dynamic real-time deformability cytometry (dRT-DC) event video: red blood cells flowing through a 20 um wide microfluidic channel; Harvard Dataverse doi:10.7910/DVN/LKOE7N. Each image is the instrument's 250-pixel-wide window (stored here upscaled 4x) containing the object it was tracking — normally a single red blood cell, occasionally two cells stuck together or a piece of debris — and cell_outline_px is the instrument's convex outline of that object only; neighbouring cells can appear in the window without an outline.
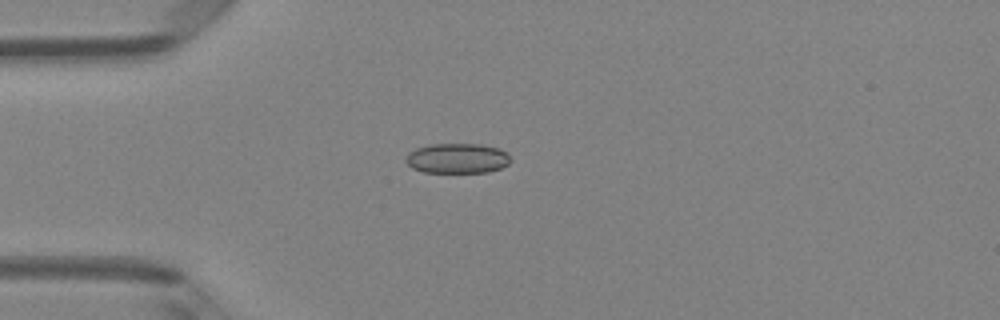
{"species": "Egyptian fruit bat (a non-hibernating species)", "species_latin": "Rousettus aegyptiacus", "temperature_condition": "room temperature", "stored_images_in_passage": 5, "camera_frame_rate_fps": 3000, "um_per_image_px": 0.085, "animal": {"sex": "female"}, "frame": {"image": 1, "passage_image": 5, "time_ms": 1.333, "image_size_px": [1000, 320], "cell_outline_px": [[512, 160], [508, 164], [500, 168], [488, 172], [424, 172], [412, 168], [404, 160], [408, 152], [416, 148], [432, 144], [480, 144], [500, 148]], "centroid_in_image_um": [38.85, 13.45], "position_along_channel_um": 46.1, "area_um2": 18.32}}